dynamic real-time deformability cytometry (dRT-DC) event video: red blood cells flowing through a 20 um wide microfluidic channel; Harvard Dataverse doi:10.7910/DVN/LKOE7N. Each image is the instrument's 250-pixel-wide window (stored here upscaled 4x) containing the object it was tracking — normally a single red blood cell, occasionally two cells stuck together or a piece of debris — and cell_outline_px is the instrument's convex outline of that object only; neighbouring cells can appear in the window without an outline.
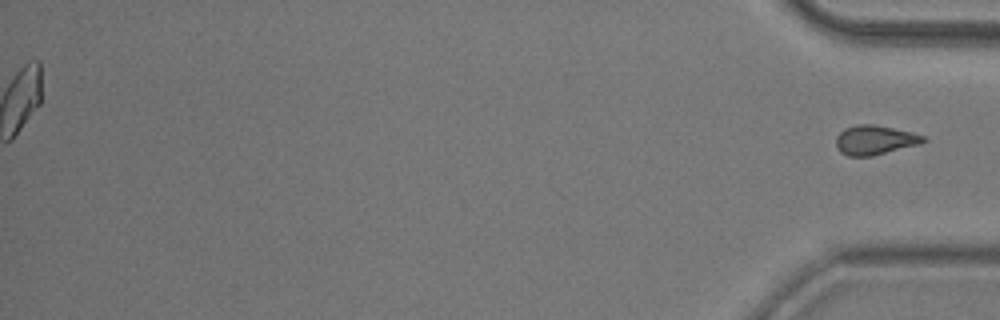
{"species": "common noctule bat (a hibernating species)", "species_latin": "Nyctalus noctula", "temperature_condition": "room temperature", "stored_images_in_passage": 45, "segment_of_instrument_passage": [2, 2], "camera_frame_rate_fps": 3000, "um_per_image_px": 0.085, "animal": {"sex": "male", "body_mass_g": 20.5, "forearm_length_mm": 52.5}, "frame": {"image": 1, "passage_image": 45, "time_ms": 14.667, "image_size_px": [1000, 320], "cell_outline_px": [[928, 140], [920, 144], [872, 156], [848, 156], [840, 152], [836, 144], [836, 136], [844, 128], [856, 124], [872, 124], [912, 132], [924, 136]], "centroid_in_image_um": [74.36, 11.9], "position_along_channel_um": 360.8, "area_um2": 14.97}}